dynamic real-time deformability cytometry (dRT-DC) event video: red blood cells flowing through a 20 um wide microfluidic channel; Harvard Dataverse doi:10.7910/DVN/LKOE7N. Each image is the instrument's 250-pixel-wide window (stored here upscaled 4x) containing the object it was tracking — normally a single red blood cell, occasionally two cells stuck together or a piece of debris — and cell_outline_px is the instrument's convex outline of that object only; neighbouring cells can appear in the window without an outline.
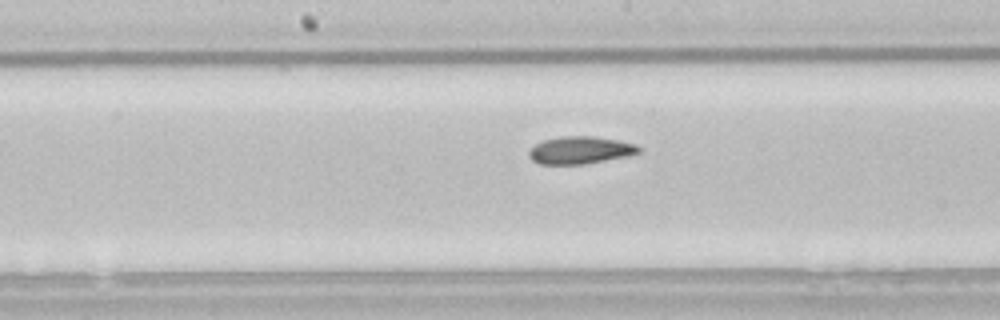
{"species": "common noctule bat (a hibernating species)", "species_latin": "Nyctalus noctula", "temperature_condition": "room temperature", "stored_images_in_passage": 31, "camera_frame_rate_fps": 3000, "um_per_image_px": 0.085, "animal": {"sex": "male", "body_mass_g": 21.5, "forearm_length_mm": 52.0}, "frame": {"image": 1, "passage_image": 22, "time_ms": 7.0, "image_size_px": [1000, 320], "cell_outline_px": [[640, 152], [628, 156], [584, 164], [540, 164], [532, 160], [528, 156], [528, 152], [536, 144], [544, 140], [564, 136], [592, 136], [616, 140], [636, 144], [640, 148]], "centroid_in_image_um": [49.32, 12.77], "position_along_channel_um": 198.9, "area_um2": 17.4}}